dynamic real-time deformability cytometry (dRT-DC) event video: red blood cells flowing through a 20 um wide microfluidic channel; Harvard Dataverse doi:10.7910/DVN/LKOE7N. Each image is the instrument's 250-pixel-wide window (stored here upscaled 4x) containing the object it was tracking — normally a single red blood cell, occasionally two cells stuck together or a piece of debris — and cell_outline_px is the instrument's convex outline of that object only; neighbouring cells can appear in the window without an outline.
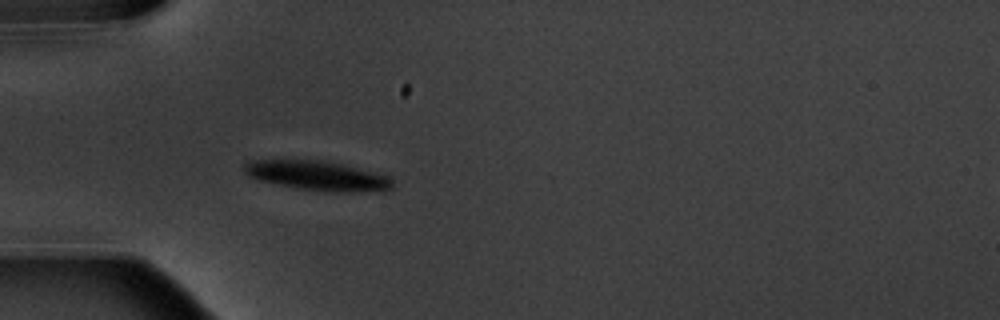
{"species": "common noctule bat (a hibernating species)", "species_latin": "Nyctalus noctula", "temperature_condition": "warm", "stored_images_in_passage": 4, "camera_frame_rate_fps": 3000, "um_per_image_px": 0.085, "animal": {"sex": "male", "body_mass_g": 20.1, "forearm_length_mm": 53.5}, "frame": {"image": 1, "passage_image": 4, "time_ms": 3.667, "image_size_px": [1000, 320], "cell_outline_px": [[392, 188], [356, 192], [344, 192], [296, 188], [256, 180], [248, 176], [244, 172], [244, 164], [252, 160], [324, 160], [388, 176], [392, 180]], "centroid_in_image_um": [26.89, 14.92], "position_along_channel_um": 58.1, "area_um2": 25.03}}